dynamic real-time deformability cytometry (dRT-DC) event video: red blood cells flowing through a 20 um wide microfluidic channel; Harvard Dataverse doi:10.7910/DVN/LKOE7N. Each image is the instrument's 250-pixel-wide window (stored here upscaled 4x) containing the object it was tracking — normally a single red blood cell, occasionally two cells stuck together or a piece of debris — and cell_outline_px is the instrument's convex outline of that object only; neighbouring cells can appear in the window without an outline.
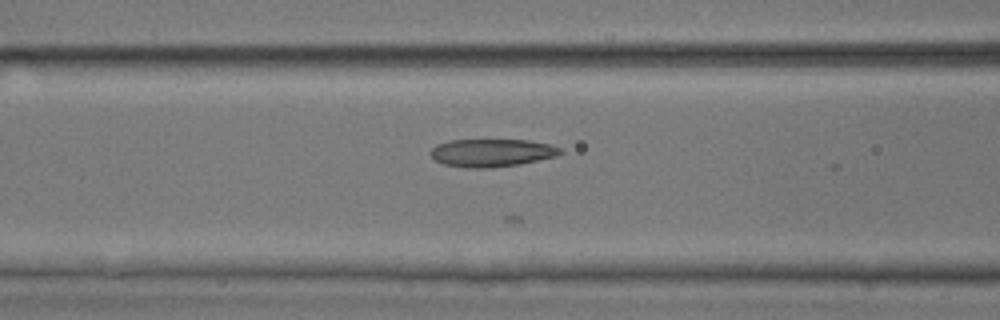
{"species": "common noctule bat (a hibernating species)", "species_latin": "Nyctalus noctula", "temperature_condition": "room temperature", "stored_images_in_passage": 15, "camera_frame_rate_fps": 3000, "um_per_image_px": 0.085, "animal": {"sex": "male", "body_mass_g": 17.9, "forearm_length_mm": 54.2}, "frame": {"image": 1, "passage_image": 7, "time_ms": 2.0, "image_size_px": [1000, 320], "cell_outline_px": [[564, 152], [556, 156], [520, 164], [488, 168], [468, 168], [444, 164], [436, 160], [428, 152], [436, 144], [448, 140], [528, 140], [552, 144], [560, 148]], "centroid_in_image_um": [41.8, 12.98], "position_along_channel_um": 124.8, "area_um2": 21.15}}